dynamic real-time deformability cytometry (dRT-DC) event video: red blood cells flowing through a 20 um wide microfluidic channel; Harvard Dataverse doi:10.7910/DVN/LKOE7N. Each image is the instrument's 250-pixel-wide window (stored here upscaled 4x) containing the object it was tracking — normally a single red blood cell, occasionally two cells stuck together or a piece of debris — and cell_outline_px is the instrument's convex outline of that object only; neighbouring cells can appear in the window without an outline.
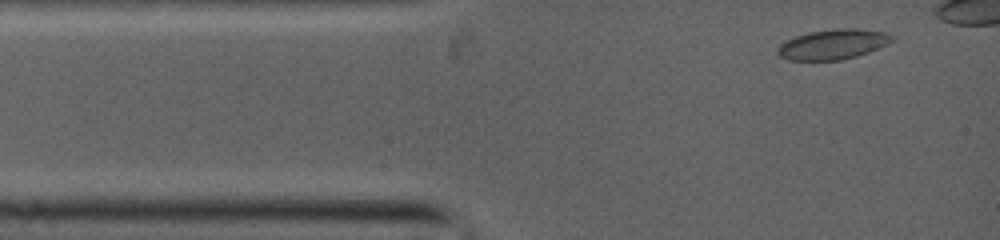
{"species": "common noctule bat (a hibernating species)", "species_latin": "Nyctalus noctula", "temperature_condition": "warm", "stored_images_in_passage": 4, "camera_frame_rate_fps": 5000, "um_per_image_px": 0.085, "animal": {"sex": "female", "body_mass_g": 19.0, "forearm_length_mm": 53.3}, "frame": {"image": 1, "passage_image": 1, "time_ms": 0.0, "image_size_px": [1000, 240], "cell_outline_px": [[892, 40], [888, 44], [868, 52], [856, 56], [840, 60], [788, 60], [780, 56], [776, 52], [776, 48], [780, 44], [796, 36], [808, 32], [836, 28], [856, 28], [884, 32], [892, 36]], "centroid_in_image_um": [70.77, 3.76], "position_along_channel_um": 14.2, "area_um2": 19.94}}
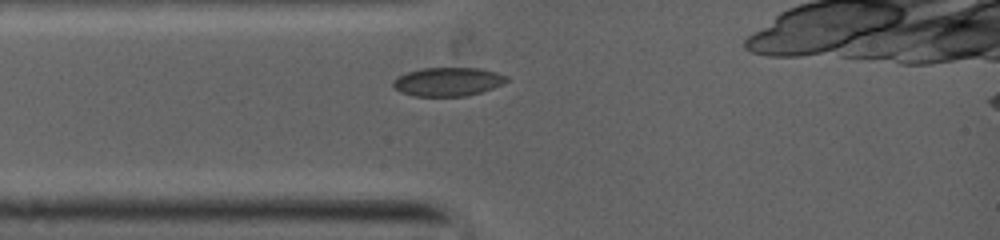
{"frame": {"image": 2, "passage_image": 3, "time_ms": 1.6, "image_size_px": [1000, 240], "cell_outline_px": [[512, 80], [492, 88], [480, 92], [464, 96], [412, 96], [400, 92], [392, 88], [392, 80], [396, 76], [408, 72], [424, 68], [480, 68], [496, 72], [508, 76]], "centroid_in_image_um": [38.05, 6.94], "position_along_channel_um": 47.0, "area_um2": 19.19}}